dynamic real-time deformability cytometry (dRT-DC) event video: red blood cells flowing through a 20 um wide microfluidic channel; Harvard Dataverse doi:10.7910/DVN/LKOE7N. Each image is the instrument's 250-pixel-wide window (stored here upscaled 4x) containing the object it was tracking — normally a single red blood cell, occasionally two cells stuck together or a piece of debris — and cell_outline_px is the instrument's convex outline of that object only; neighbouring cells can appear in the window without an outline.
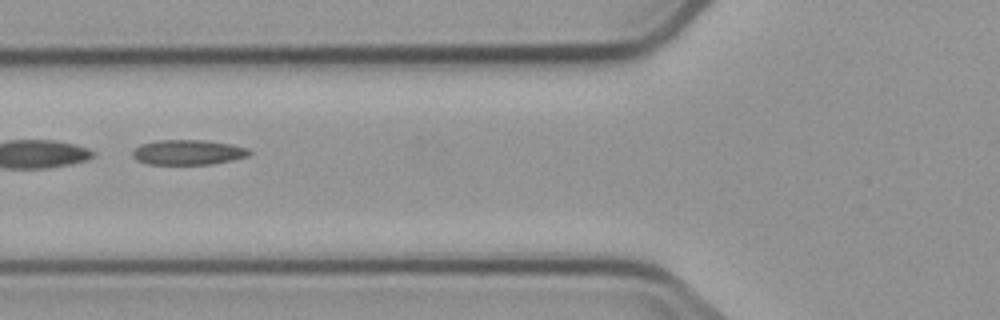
{"species": "common noctule bat (a hibernating species)", "species_latin": "Nyctalus noctula", "temperature_condition": "cold", "stored_images_in_passage": 5, "camera_frame_rate_fps": 3000, "um_per_image_px": 0.085, "animal": {"sex": "male", "body_mass_g": 23.1, "forearm_length_mm": 52.7}, "frame": {"image": 1, "passage_image": 3, "time_ms": 2.333, "image_size_px": [1000, 320], "cell_outline_px": [[252, 152], [248, 156], [232, 160], [212, 164], [148, 164], [136, 160], [132, 156], [132, 152], [140, 144], [160, 140], [208, 140], [232, 144], [248, 148]], "centroid_in_image_um": [16.0, 12.94], "position_along_channel_um": 109.8, "area_um2": 17.11}}
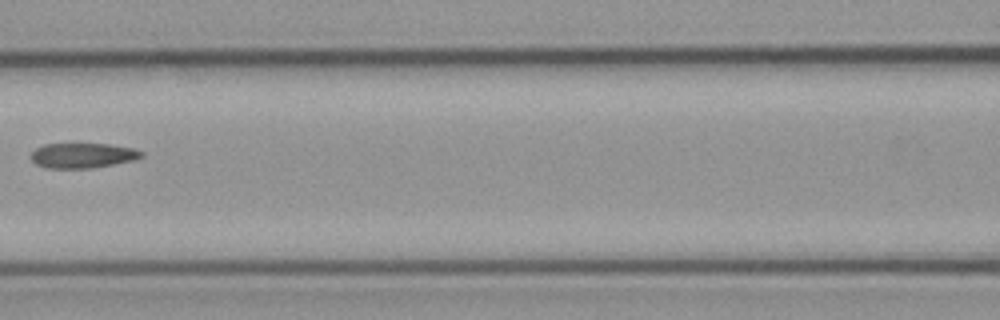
{"frame": {"image": 2, "passage_image": 4, "time_ms": 3.667, "image_size_px": [1000, 320], "cell_outline_px": [[144, 156], [136, 160], [88, 168], [48, 168], [36, 164], [28, 156], [36, 148], [44, 144], [108, 144], [132, 148], [144, 152]], "centroid_in_image_um": [7.02, 13.21], "position_along_channel_um": 159.6, "area_um2": 16.07}}
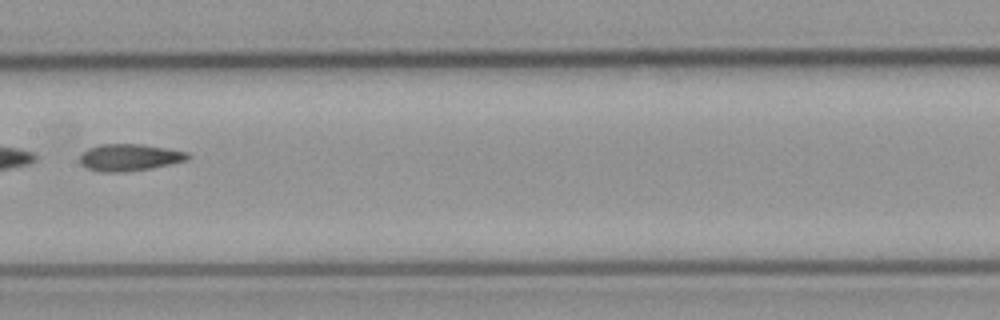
{"frame": {"image": 3, "passage_image": 5, "time_ms": 4.667, "image_size_px": [1000, 320], "cell_outline_px": [[192, 156], [188, 160], [148, 168], [124, 172], [100, 172], [88, 168], [80, 164], [80, 156], [88, 148], [100, 144], [140, 144], [168, 148], [188, 152]], "centroid_in_image_um": [11.01, 13.37], "position_along_channel_um": 196.4, "area_um2": 16.88}}